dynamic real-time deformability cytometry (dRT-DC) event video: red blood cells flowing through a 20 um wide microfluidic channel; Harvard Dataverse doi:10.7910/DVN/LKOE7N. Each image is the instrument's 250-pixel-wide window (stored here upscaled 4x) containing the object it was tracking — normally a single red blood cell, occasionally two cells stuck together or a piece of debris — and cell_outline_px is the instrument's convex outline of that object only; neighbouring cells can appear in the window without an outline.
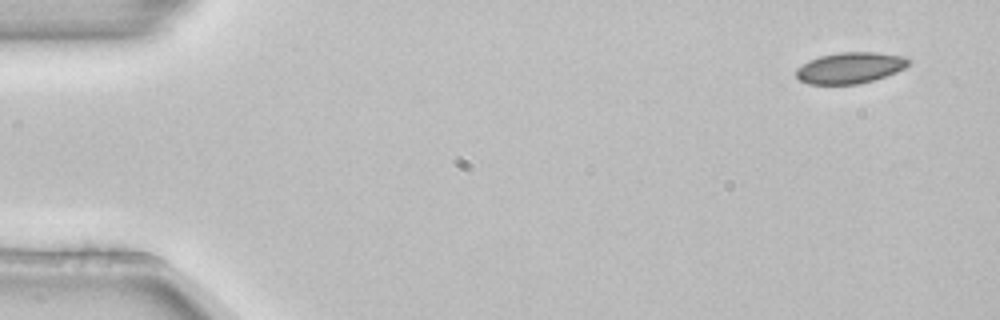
{"species": "common noctule bat (a hibernating species)", "species_latin": "Nyctalus noctula", "temperature_condition": "room temperature", "stored_images_in_passage": 4, "camera_frame_rate_fps": 3000, "um_per_image_px": 0.085, "animal": {"sex": "female", "body_mass_g": 22.7, "forearm_length_mm": 54.2}, "frame": {"image": 1, "passage_image": 1, "time_ms": 0.0, "image_size_px": [1000, 320], "cell_outline_px": [[912, 60], [904, 68], [896, 72], [872, 80], [856, 84], [808, 84], [800, 80], [796, 76], [796, 68], [808, 60], [820, 56], [840, 52], [876, 52], [904, 56]], "centroid_in_image_um": [72.24, 5.75], "position_along_channel_um": 12.8, "area_um2": 20.35}}
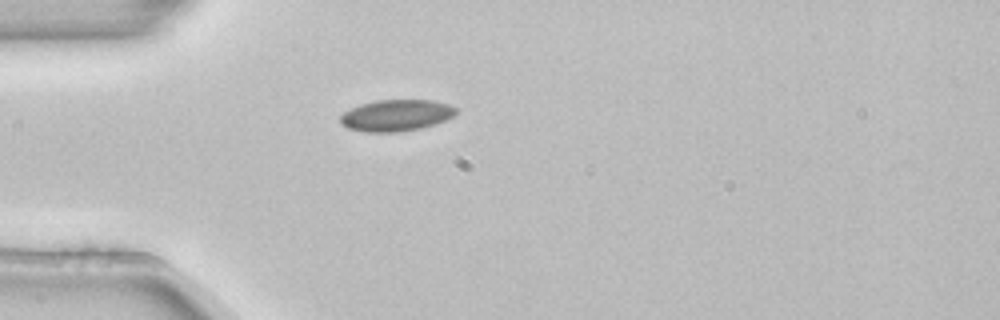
{"frame": {"image": 2, "passage_image": 4, "time_ms": 1.0, "image_size_px": [1000, 320], "cell_outline_px": [[456, 112], [452, 116], [444, 120], [420, 128], [396, 132], [364, 132], [348, 128], [340, 124], [340, 116], [344, 112], [360, 104], [376, 100], [432, 100], [448, 104], [456, 108]], "centroid_in_image_um": [33.63, 9.8], "position_along_channel_um": 51.4, "area_um2": 21.04}}